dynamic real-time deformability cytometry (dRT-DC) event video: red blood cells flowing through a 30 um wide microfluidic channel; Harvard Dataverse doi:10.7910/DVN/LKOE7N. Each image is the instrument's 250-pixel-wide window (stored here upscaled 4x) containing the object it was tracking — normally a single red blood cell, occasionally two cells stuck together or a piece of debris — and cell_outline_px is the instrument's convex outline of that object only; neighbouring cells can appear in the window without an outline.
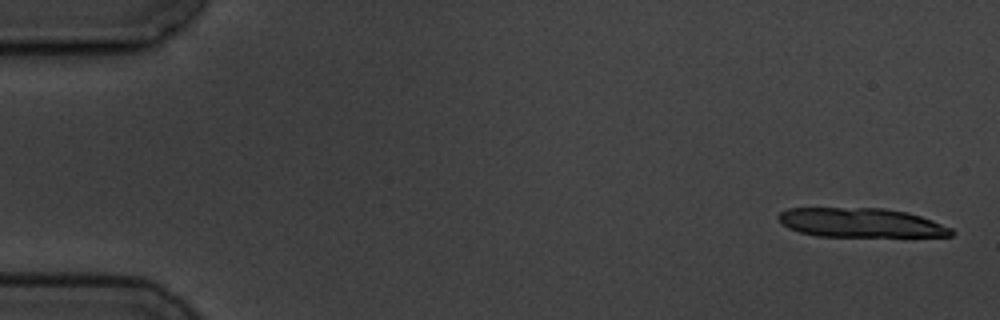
{"species": "common noctule bat (a hibernating species)", "species_latin": "Nyctalus noctula", "temperature_condition": "cold", "stored_images_in_passage": 9, "camera_frame_rate_fps": 3000, "um_per_image_px": 0.085, "animal": {"sex": "male", "body_mass_g": 19.5, "forearm_length_mm": 54.6}, "frame": {"image": 1, "passage_image": 1, "time_ms": 0.0, "image_size_px": [1000, 320], "cell_outline_px": [[956, 232], [952, 236], [816, 236], [800, 232], [788, 228], [776, 216], [780, 212], [788, 208], [884, 208], [908, 212], [932, 220], [952, 228]], "centroid_in_image_um": [73.18, 18.93], "position_along_channel_um": 11.8, "area_um2": 29.42}}
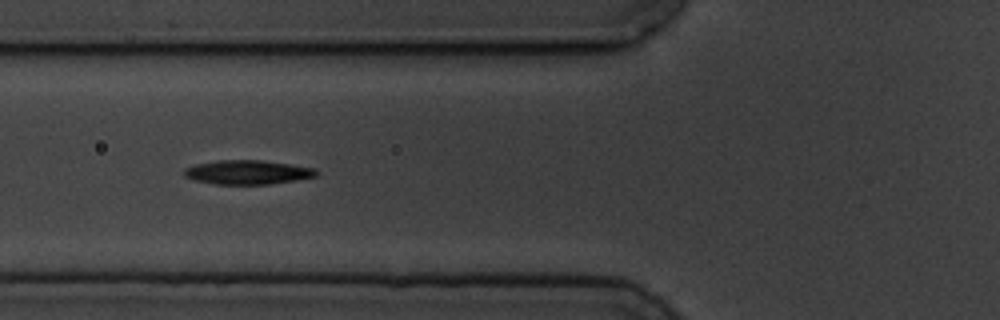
{"frame": {"image": 2, "passage_image": 7, "time_ms": 6.667, "image_size_px": [1000, 320], "cell_outline_px": [[320, 172], [316, 176], [296, 180], [268, 184], [216, 184], [196, 180], [184, 176], [184, 168], [196, 164], [216, 160], [260, 160], [316, 168]], "centroid_in_image_um": [21.05, 14.63], "position_along_channel_um": 104.7, "area_um2": 18.5}}
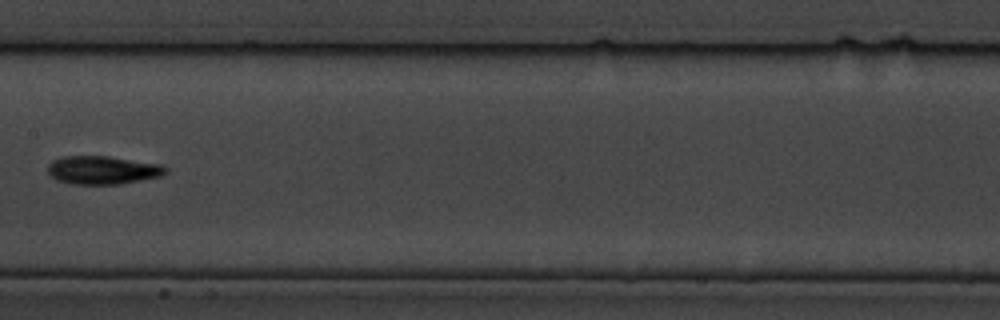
{"frame": {"image": 3, "passage_image": 9, "time_ms": 9.333, "image_size_px": [1000, 320], "cell_outline_px": [[168, 172], [164, 176], [120, 184], [72, 184], [56, 180], [48, 172], [48, 164], [52, 160], [60, 156], [108, 156], [160, 164], [168, 168]], "centroid_in_image_um": [8.74, 14.45], "position_along_channel_um": 198.7, "area_um2": 19.65}}